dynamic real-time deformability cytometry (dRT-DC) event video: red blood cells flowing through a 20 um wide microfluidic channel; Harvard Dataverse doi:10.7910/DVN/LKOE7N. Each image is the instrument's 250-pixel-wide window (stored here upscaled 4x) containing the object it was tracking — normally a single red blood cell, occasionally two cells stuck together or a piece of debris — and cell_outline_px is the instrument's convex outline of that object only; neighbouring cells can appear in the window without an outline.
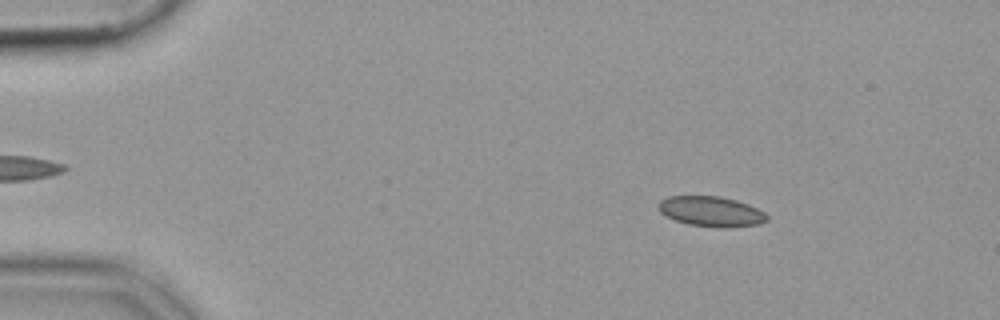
{"species": "common noctule bat (a hibernating species)", "species_latin": "Nyctalus noctula", "temperature_condition": "cold", "stored_images_in_passage": 47, "camera_frame_rate_fps": 3000, "um_per_image_px": 0.085, "animal": {"sex": "female", "body_mass_g": 19.9}, "frame": {"image": 1, "passage_image": 1, "time_ms": 0.0, "image_size_px": [1000, 320], "cell_outline_px": [[768, 220], [756, 224], [728, 228], [724, 228], [688, 224], [676, 220], [660, 212], [660, 200], [668, 196], [720, 196], [736, 200], [748, 204], [764, 212], [768, 216]], "centroid_in_image_um": [60.47, 17.97], "position_along_channel_um": 24.5, "area_um2": 18.84}}
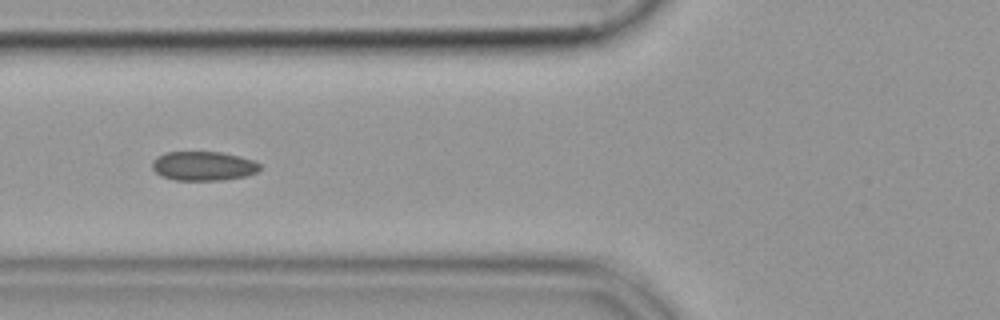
{"frame": {"image": 2, "passage_image": 14, "time_ms": 4.333, "image_size_px": [1000, 320], "cell_outline_px": [[260, 168], [256, 172], [244, 176], [224, 180], [176, 180], [160, 176], [152, 168], [152, 160], [156, 156], [164, 152], [220, 152], [240, 156], [252, 160], [260, 164]], "centroid_in_image_um": [17.24, 14.1], "position_along_channel_um": 108.6, "area_um2": 18.38}}
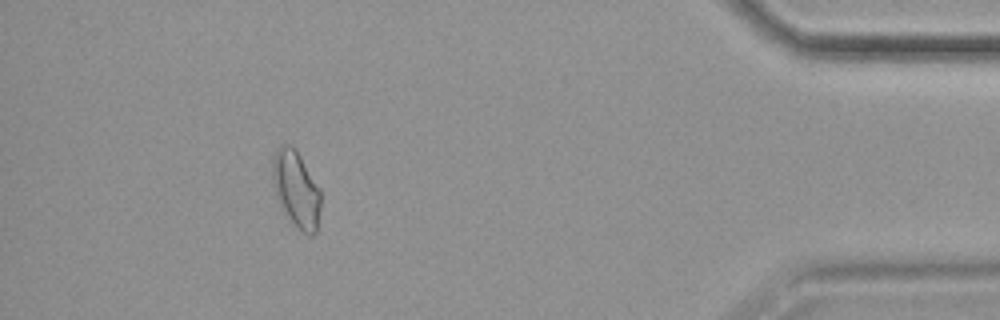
{"frame": {"image": 3, "passage_image": 42, "time_ms": 13.667, "image_size_px": [1000, 320], "cell_outline_px": [[320, 208], [316, 232], [312, 236], [308, 236], [284, 212], [276, 196], [272, 176], [272, 160], [276, 148], [280, 144], [288, 144], [296, 148], [320, 192]], "centroid_in_image_um": [25.15, 16.03], "position_along_channel_um": 410.0, "area_um2": 21.04}}